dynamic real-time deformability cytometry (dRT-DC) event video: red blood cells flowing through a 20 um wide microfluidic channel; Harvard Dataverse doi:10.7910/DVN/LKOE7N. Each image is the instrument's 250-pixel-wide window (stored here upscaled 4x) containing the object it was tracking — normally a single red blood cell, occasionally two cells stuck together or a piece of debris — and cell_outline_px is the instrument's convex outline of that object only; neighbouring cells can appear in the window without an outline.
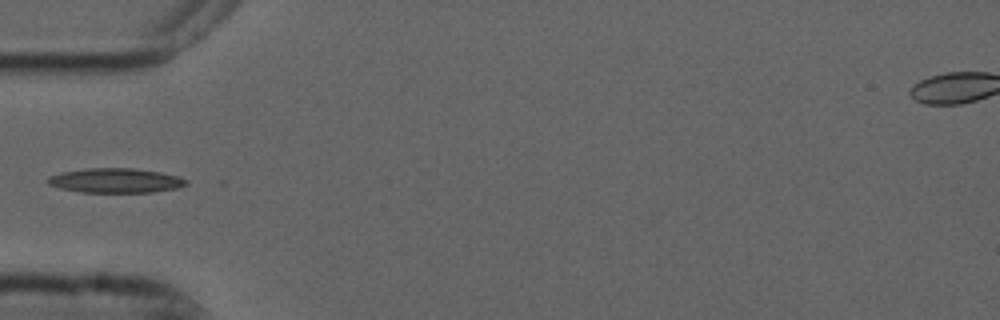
{"species": "common noctule bat (a hibernating species)", "species_latin": "Nyctalus noctula", "temperature_condition": "cold", "stored_images_in_passage": 6, "camera_frame_rate_fps": 3000, "um_per_image_px": 0.085, "animal": {"sex": "male", "forearm_length_mm": 52.5}, "frame": {"image": 1, "passage_image": 5, "time_ms": 1.333, "image_size_px": [1000, 320], "cell_outline_px": [[188, 184], [176, 188], [152, 192], [80, 192], [60, 188], [48, 184], [44, 180], [48, 176], [60, 172], [88, 168], [132, 168], [160, 172], [180, 176], [188, 180]], "centroid_in_image_um": [9.8, 15.34], "position_along_channel_um": 75.2, "area_um2": 19.94}}
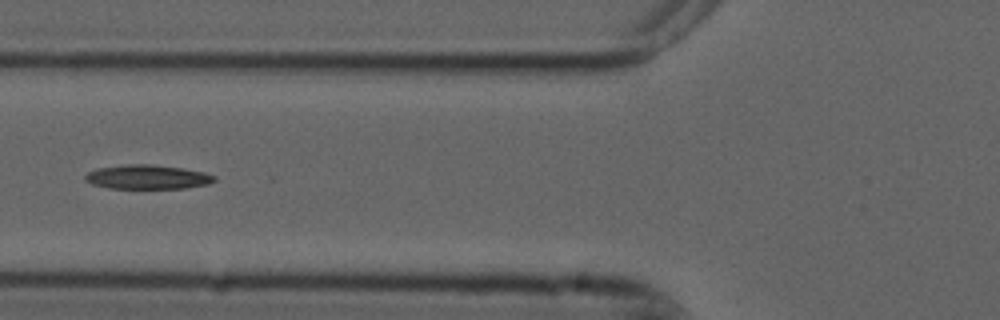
{"frame": {"image": 2, "passage_image": 6, "time_ms": 1.667, "image_size_px": [1000, 320], "cell_outline_px": [[216, 180], [208, 184], [184, 188], [108, 188], [92, 184], [84, 180], [84, 176], [88, 172], [96, 168], [128, 164], [152, 164], [184, 168], [204, 172], [216, 176]], "centroid_in_image_um": [12.52, 15.04], "position_along_channel_um": 113.3, "area_um2": 18.32}}